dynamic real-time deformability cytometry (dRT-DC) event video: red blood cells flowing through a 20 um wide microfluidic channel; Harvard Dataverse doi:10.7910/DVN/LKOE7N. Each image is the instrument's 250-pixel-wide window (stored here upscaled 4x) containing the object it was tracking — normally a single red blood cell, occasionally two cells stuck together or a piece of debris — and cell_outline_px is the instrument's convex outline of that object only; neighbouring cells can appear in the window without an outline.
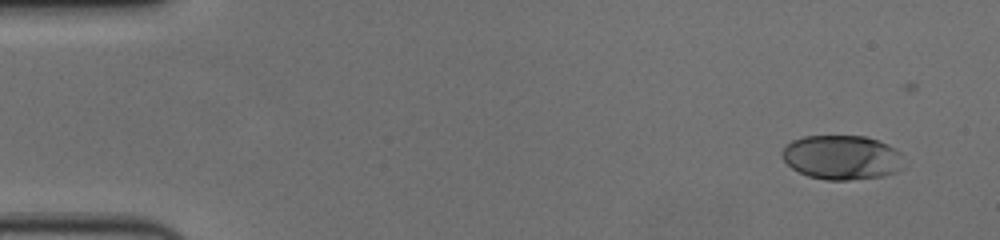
{"species": "human", "species_latin": "Homo sapiens", "temperature_condition": "cold", "stored_images_in_passage": 54, "camera_frame_rate_fps": 3000, "um_per_image_px": 0.085, "donor": {"sex": "female"}, "frame": {"image": 1, "passage_image": 1, "time_ms": 0.0, "image_size_px": [1000, 240], "cell_outline_px": [[900, 168], [896, 172], [884, 176], [848, 180], [824, 180], [808, 176], [792, 168], [780, 156], [780, 152], [792, 140], [804, 136], [864, 136], [888, 144], [900, 152]], "centroid_in_image_um": [71.51, 13.38], "position_along_channel_um": 13.5, "area_um2": 31.33}}
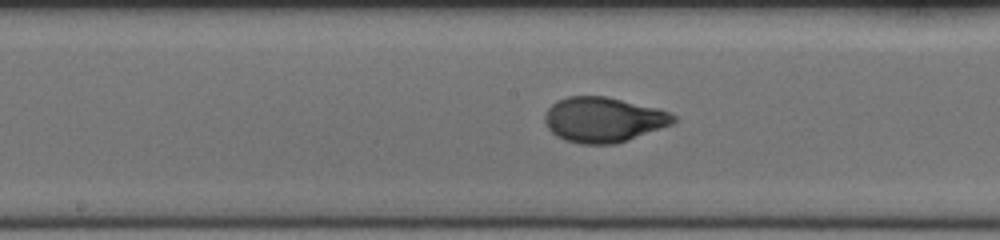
{"frame": {"image": 2, "passage_image": 27, "time_ms": 8.667, "image_size_px": [1000, 240], "cell_outline_px": [[676, 120], [672, 124], [628, 140], [616, 144], [580, 144], [564, 140], [556, 136], [548, 128], [544, 120], [544, 116], [548, 108], [556, 100], [568, 96], [604, 96], [660, 108], [676, 116]], "centroid_in_image_um": [51.28, 10.17], "position_along_channel_um": 196.9, "area_um2": 33.93}}
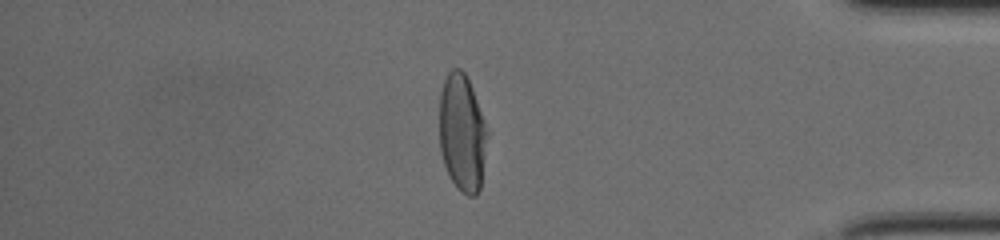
{"frame": {"image": 3, "passage_image": 46, "time_ms": 15.0, "image_size_px": [1000, 240], "cell_outline_px": [[488, 136], [480, 188], [476, 196], [468, 196], [460, 192], [456, 188], [448, 176], [440, 152], [440, 92], [444, 80], [448, 72], [452, 68], [460, 68], [464, 72], [472, 88], [484, 120], [488, 132]], "centroid_in_image_um": [39.28, 11.33], "position_along_channel_um": 395.9, "area_um2": 33.0}, "authors_computed_cell_mechanics": {"area_um2": 33.0327, "velocity_mm_per_s": 3.6351, "shape_relaxation_time_tau1_ms": 3.741, "shape_relaxation_time_tau2_ms": null, "deformation_change_tau1": 0.1939, "deformation_change_tau2": null}}